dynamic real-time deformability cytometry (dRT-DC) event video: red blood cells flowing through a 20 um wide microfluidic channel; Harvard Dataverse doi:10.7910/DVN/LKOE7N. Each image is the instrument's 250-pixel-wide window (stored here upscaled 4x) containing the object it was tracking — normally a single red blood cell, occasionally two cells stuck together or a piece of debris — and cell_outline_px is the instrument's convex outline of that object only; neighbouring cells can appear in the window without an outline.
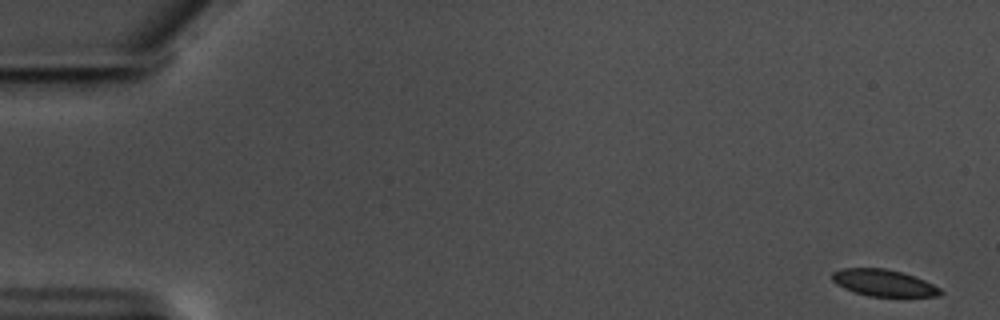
{"species": "common noctule bat (a hibernating species)", "species_latin": "Nyctalus noctula", "temperature_condition": "warm", "stored_images_in_passage": 9, "camera_frame_rate_fps": 3000, "um_per_image_px": 0.085, "animal": {"sex": "male", "body_mass_g": 17.5, "forearm_length_mm": 52.3}, "frame": {"image": 1, "passage_image": 1, "time_ms": 0.0, "image_size_px": [1000, 320], "cell_outline_px": [[944, 292], [940, 296], [868, 296], [844, 288], [836, 284], [832, 280], [832, 272], [844, 268], [884, 268], [916, 276], [940, 288]], "centroid_in_image_um": [75.12, 24.04], "position_along_channel_um": 9.9, "area_um2": 16.76}}